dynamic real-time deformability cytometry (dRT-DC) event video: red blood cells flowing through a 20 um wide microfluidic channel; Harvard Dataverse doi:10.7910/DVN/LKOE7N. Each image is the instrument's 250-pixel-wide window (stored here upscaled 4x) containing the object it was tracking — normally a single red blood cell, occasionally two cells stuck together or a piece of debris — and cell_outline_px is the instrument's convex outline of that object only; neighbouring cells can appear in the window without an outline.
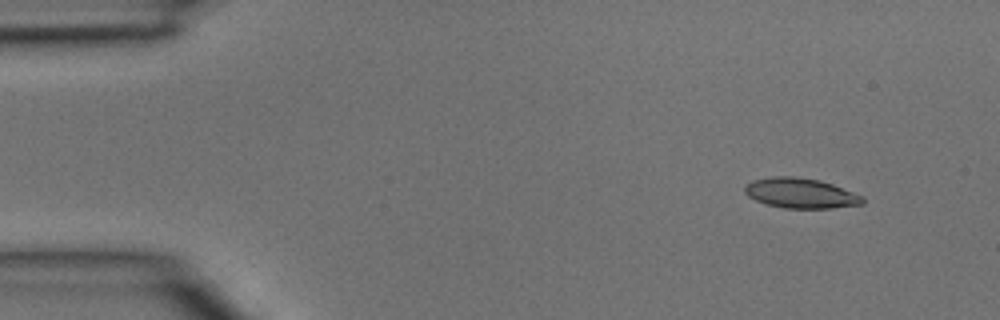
{"species": "common noctule bat (a hibernating species)", "species_latin": "Nyctalus noctula", "temperature_condition": "room temperature", "stored_images_in_passage": 3, "camera_frame_rate_fps": 3000, "um_per_image_px": 0.085, "animal": {"sex": "male", "body_mass_g": 15.6}, "frame": {"image": 1, "passage_image": 1, "time_ms": 0.0, "image_size_px": [1000, 320], "cell_outline_px": [[864, 204], [832, 208], [784, 208], [768, 204], [756, 200], [748, 196], [744, 192], [744, 184], [752, 180], [772, 176], [792, 176], [820, 180], [832, 184], [864, 196]], "centroid_in_image_um": [68.05, 16.41], "position_along_channel_um": 17.0, "area_um2": 20.75}}
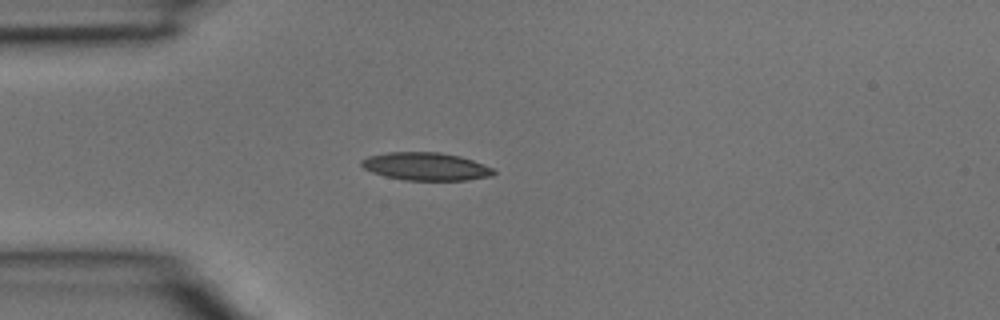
{"frame": {"image": 2, "passage_image": 3, "time_ms": 0.667, "image_size_px": [1000, 320], "cell_outline_px": [[496, 172], [492, 176], [468, 180], [404, 180], [384, 176], [372, 172], [364, 168], [360, 164], [360, 160], [368, 156], [388, 152], [440, 152], [460, 156], [484, 164], [492, 168]], "centroid_in_image_um": [36.19, 14.15], "position_along_channel_um": 48.8, "area_um2": 21.56}}